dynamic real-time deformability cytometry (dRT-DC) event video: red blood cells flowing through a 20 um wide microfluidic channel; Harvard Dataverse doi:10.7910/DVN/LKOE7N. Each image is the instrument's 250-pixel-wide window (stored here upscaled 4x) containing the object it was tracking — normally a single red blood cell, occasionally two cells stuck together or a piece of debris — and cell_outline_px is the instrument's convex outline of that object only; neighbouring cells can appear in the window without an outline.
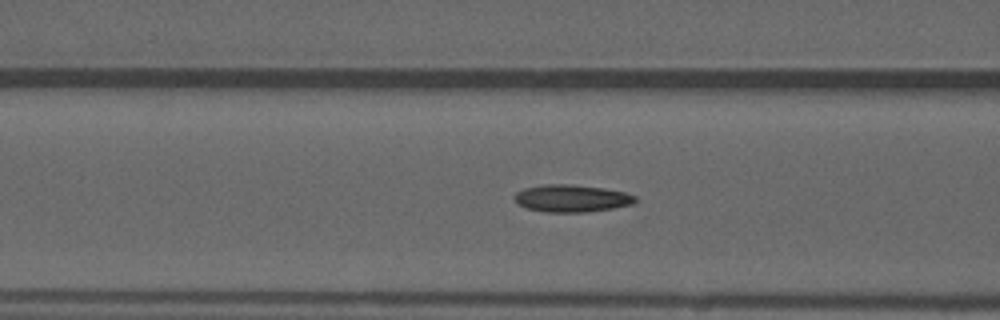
{"species": "common noctule bat (a hibernating species)", "species_latin": "Nyctalus noctula", "temperature_condition": "warm", "stored_images_in_passage": 47, "camera_frame_rate_fps": 3000, "um_per_image_px": 0.085, "animal": {"sex": "male", "forearm_length_mm": 52.5}, "frame": {"image": 1, "passage_image": 21, "time_ms": 6.667, "image_size_px": [1000, 320], "cell_outline_px": [[636, 200], [632, 204], [612, 208], [588, 212], [544, 212], [528, 208], [516, 204], [512, 196], [516, 192], [524, 188], [544, 184], [568, 184], [604, 188], [624, 192], [636, 196]], "centroid_in_image_um": [48.54, 16.86], "position_along_channel_um": 118.1, "area_um2": 19.31}, "authors_computed_cell_mechanics": {"area_um2": 18.3804, "velocity_mm_per_s": 3.9232, "shape_relaxation_time_tau1_ms": null, "shape_relaxation_time_tau2_ms": 2.8269, "deformation_change_tau1": null, "deformation_change_tau2": 0.0958}}